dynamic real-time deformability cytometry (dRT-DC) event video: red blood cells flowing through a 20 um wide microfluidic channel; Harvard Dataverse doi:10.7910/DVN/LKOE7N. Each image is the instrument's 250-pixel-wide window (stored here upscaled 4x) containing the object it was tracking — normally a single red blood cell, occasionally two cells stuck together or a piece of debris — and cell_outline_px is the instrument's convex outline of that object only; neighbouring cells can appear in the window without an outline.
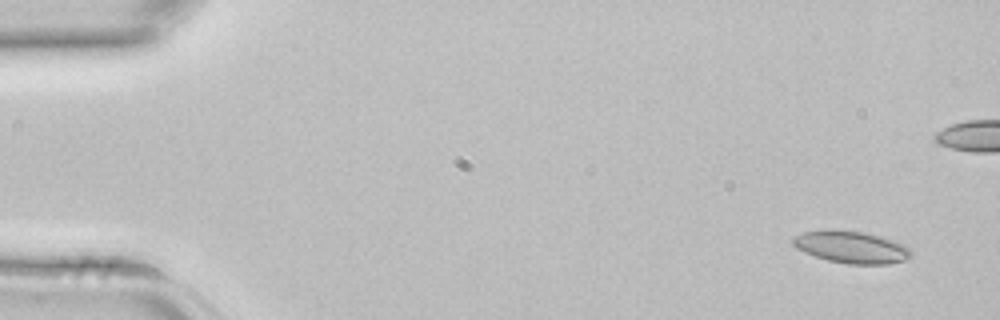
{"species": "common noctule bat (a hibernating species)", "species_latin": "Nyctalus noctula", "temperature_condition": "room temperature", "stored_images_in_passage": 5, "camera_frame_rate_fps": 3000, "um_per_image_px": 0.085, "animal": {"sex": "female", "body_mass_g": 22.7, "forearm_length_mm": 54.2}, "frame": {"image": 1, "passage_image": 1, "time_ms": 0.0, "image_size_px": [1000, 320], "cell_outline_px": [[912, 256], [904, 260], [888, 264], [848, 264], [828, 260], [804, 252], [796, 248], [792, 244], [792, 236], [804, 232], [828, 228], [836, 228], [864, 232], [880, 236], [904, 244], [912, 248]], "centroid_in_image_um": [72.35, 20.98], "position_along_channel_um": 12.6, "area_um2": 22.54}}